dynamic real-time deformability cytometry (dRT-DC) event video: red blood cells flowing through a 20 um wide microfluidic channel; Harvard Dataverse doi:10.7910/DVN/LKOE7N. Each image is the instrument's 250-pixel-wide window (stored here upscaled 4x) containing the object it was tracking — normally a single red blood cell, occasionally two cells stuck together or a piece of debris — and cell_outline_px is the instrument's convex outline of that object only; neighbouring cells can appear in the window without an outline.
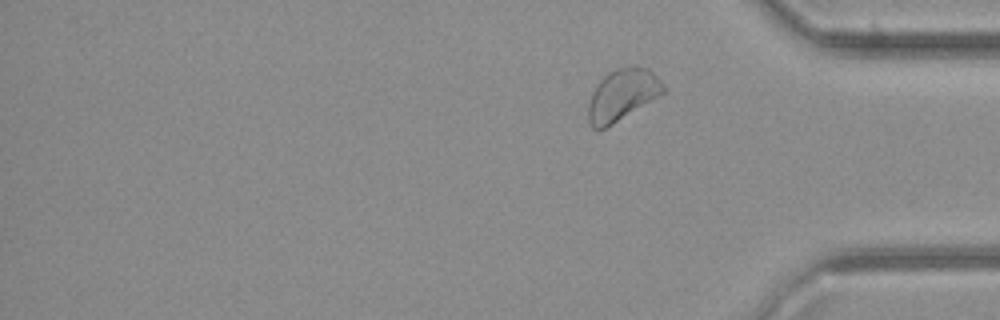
{"species": "common noctule bat (a hibernating species)", "species_latin": "Nyctalus noctula", "temperature_condition": "cold", "stored_images_in_passage": 32, "camera_frame_rate_fps": 3000, "um_per_image_px": 0.085, "animal": {"sex": "female", "body_mass_g": 21.9}, "frame": {"image": 1, "passage_image": 32, "time_ms": 10.333, "image_size_px": [1000, 320], "cell_outline_px": [[664, 92], [652, 100], [608, 128], [596, 132], [592, 128], [588, 120], [588, 104], [592, 92], [600, 80], [608, 72], [616, 68], [632, 64], [648, 68], [664, 84]], "centroid_in_image_um": [52.86, 8.07], "position_along_channel_um": 382.3, "area_um2": 22.89}}